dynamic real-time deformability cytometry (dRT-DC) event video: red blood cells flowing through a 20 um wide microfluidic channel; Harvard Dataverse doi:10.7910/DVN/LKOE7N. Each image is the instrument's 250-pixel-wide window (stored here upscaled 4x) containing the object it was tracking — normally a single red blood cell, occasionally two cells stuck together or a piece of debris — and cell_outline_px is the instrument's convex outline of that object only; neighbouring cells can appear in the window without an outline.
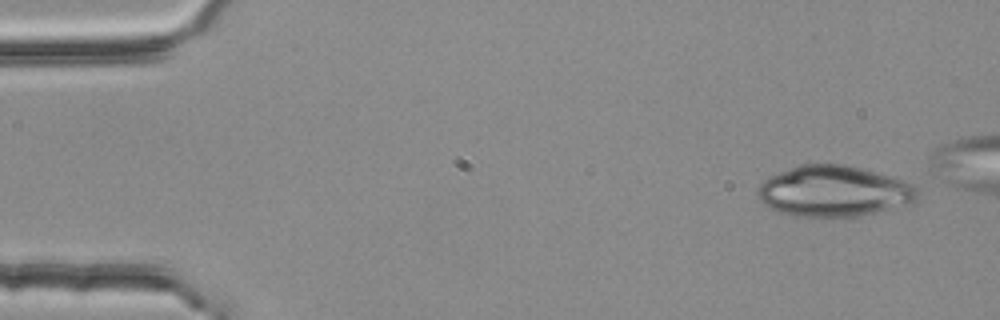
{"species": "common noctule bat (a hibernating species)", "species_latin": "Nyctalus noctula", "temperature_condition": "room temperature", "stored_images_in_passage": 5, "camera_frame_rate_fps": 3000, "um_per_image_px": 0.085, "animal": {"sex": "female", "body_mass_g": 25.1}, "frame": {"image": 1, "passage_image": 1, "time_ms": 0.0, "image_size_px": [1000, 320], "cell_outline_px": [[920, 196], [912, 204], [848, 220], [840, 220], [792, 216], [780, 212], [764, 204], [756, 196], [756, 192], [760, 184], [768, 176], [800, 164], [844, 164], [892, 176], [904, 180], [912, 184], [916, 188]], "centroid_in_image_um": [70.91, 16.31], "position_along_channel_um": 14.1, "area_um2": 48.96}}